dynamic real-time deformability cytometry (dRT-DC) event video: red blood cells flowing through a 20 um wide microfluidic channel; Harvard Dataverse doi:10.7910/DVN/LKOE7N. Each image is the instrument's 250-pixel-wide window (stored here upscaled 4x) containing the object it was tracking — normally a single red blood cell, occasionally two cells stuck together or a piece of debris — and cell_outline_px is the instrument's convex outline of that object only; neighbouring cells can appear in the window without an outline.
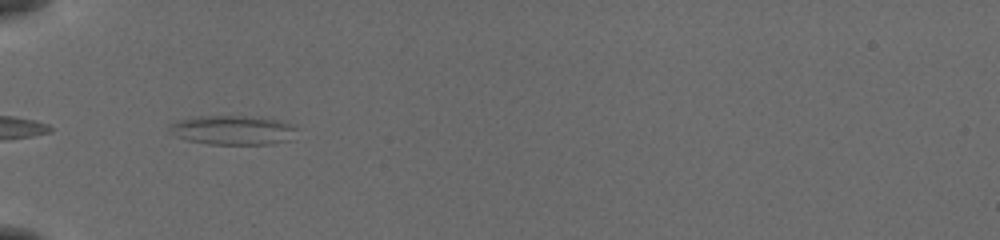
{"species": "common noctule bat (a hibernating species)", "species_latin": "Nyctalus noctula", "temperature_condition": "cold", "stored_images_in_passage": 5, "camera_frame_rate_fps": 3000, "um_per_image_px": 0.085, "animal": {"sex": "female", "body_mass_g": 19.5, "forearm_length_mm": 54.1}, "frame": {"image": 1, "passage_image": 1, "time_ms": 0.0, "image_size_px": [1000, 240], "cell_outline_px": [[296, 128], [288, 140], [272, 144], [208, 144], [188, 140], [176, 136], [168, 132], [168, 128], [172, 124], [180, 120], [192, 116], [244, 116], [280, 120], [296, 124]], "centroid_in_image_um": [19.77, 11.05], "position_along_channel_um": 65.2, "area_um2": 21.68}}